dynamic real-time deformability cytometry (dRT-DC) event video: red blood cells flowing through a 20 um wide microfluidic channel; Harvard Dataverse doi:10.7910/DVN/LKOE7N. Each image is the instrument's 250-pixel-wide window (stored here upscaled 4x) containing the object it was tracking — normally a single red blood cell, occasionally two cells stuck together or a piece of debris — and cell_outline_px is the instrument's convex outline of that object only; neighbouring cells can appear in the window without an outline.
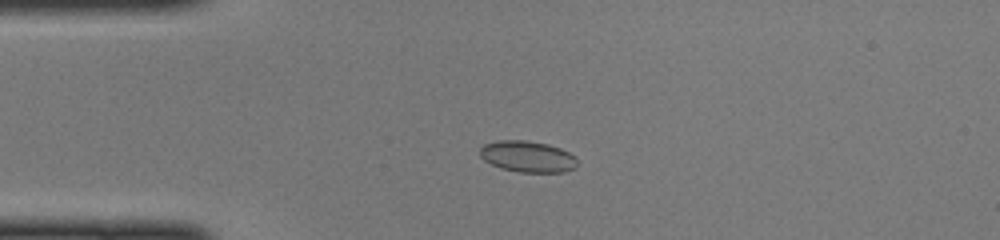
{"species": "common noctule bat (a hibernating species)", "species_latin": "Nyctalus noctula", "temperature_condition": "cold", "stored_images_in_passage": 48, "camera_frame_rate_fps": 3000, "um_per_image_px": 0.085, "animal": {"sex": "female", "body_mass_g": 22.0, "forearm_length_mm": 56.7}, "frame": {"image": 1, "passage_image": 12, "time_ms": 3.667, "image_size_px": [1000, 240], "cell_outline_px": [[576, 168], [564, 172], [520, 172], [500, 168], [484, 160], [480, 156], [480, 148], [484, 144], [500, 140], [528, 140], [548, 144], [560, 148], [568, 152], [576, 160]], "centroid_in_image_um": [44.83, 13.3], "position_along_channel_um": 40.2, "area_um2": 17.69}}
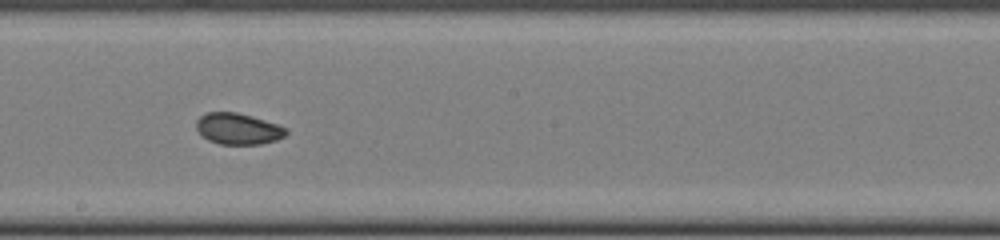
{"frame": {"image": 2, "passage_image": 27, "time_ms": 8.667, "image_size_px": [1000, 240], "cell_outline_px": [[288, 132], [284, 136], [276, 140], [260, 144], [220, 144], [208, 140], [196, 128], [196, 120], [200, 116], [208, 112], [236, 112], [252, 116], [288, 128]], "centroid_in_image_um": [20.24, 10.94], "position_along_channel_um": 228.0, "area_um2": 16.24}}
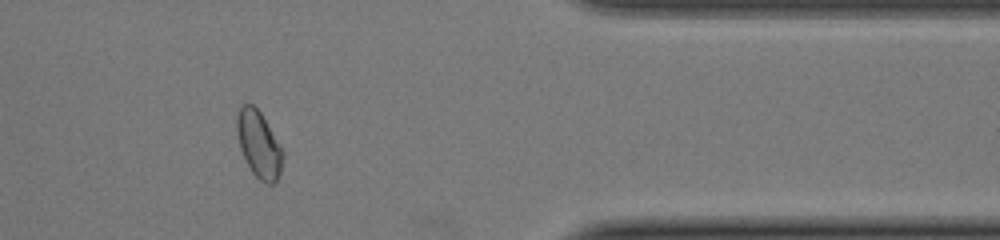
{"frame": {"image": 3, "passage_image": 40, "time_ms": 13.0, "image_size_px": [1000, 240], "cell_outline_px": [[284, 156], [280, 172], [276, 180], [272, 184], [268, 184], [260, 180], [252, 172], [240, 148], [236, 132], [236, 116], [240, 108], [244, 104], [252, 104], [260, 112], [284, 152]], "centroid_in_image_um": [21.99, 12.27], "position_along_channel_um": 389.4, "area_um2": 17.57}}